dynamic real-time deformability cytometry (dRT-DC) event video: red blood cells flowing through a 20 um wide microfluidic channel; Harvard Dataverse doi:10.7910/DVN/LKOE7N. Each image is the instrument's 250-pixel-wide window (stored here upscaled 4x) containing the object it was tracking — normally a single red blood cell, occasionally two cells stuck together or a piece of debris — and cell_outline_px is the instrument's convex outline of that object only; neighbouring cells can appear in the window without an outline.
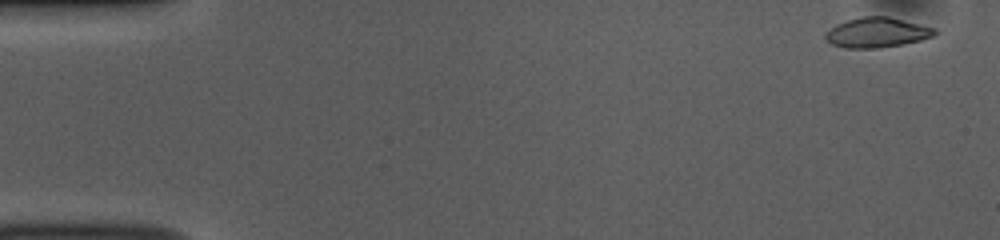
{"species": "common noctule bat (a hibernating species)", "species_latin": "Nyctalus noctula", "temperature_condition": "room temperature", "stored_images_in_passage": 24, "camera_frame_rate_fps": 3000, "um_per_image_px": 0.085, "animal": {"sex": "female", "body_mass_g": 10.0, "forearm_length_mm": 53.1}, "frame": {"image": 1, "passage_image": 1, "time_ms": 0.0, "image_size_px": [1000, 240], "cell_outline_px": [[940, 32], [932, 36], [920, 40], [904, 44], [880, 48], [844, 48], [832, 44], [824, 36], [836, 24], [848, 20], [864, 16], [888, 16], [936, 28]], "centroid_in_image_um": [74.59, 2.77], "position_along_channel_um": 10.4, "area_um2": 19.02}}
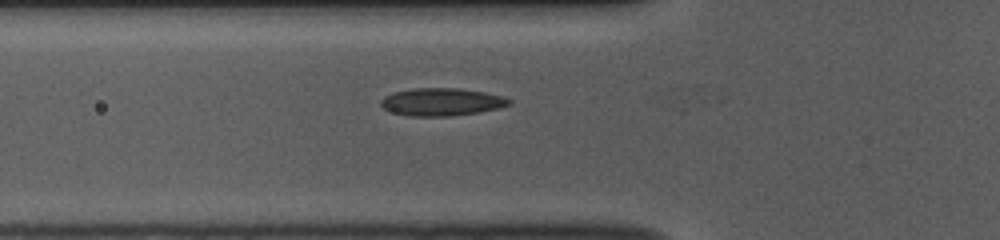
{"frame": {"image": 2, "passage_image": 17, "time_ms": 5.333, "image_size_px": [1000, 240], "cell_outline_px": [[512, 104], [500, 108], [452, 116], [408, 116], [392, 112], [384, 108], [380, 104], [380, 100], [384, 96], [396, 92], [412, 88], [456, 88], [484, 92], [504, 96], [512, 100]], "centroid_in_image_um": [37.55, 8.66], "position_along_channel_um": 88.2, "area_um2": 20.69}}
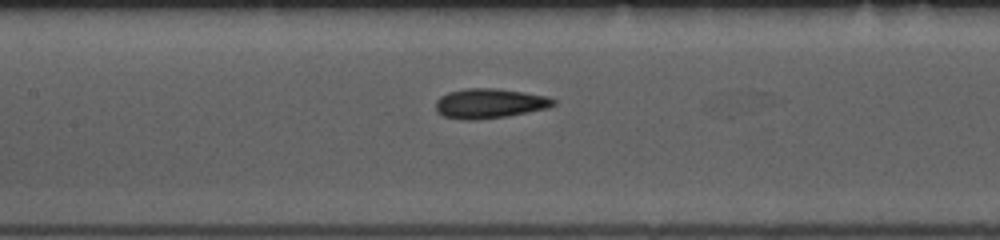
{"frame": {"image": 3, "passage_image": 23, "time_ms": 7.333, "image_size_px": [1000, 240], "cell_outline_px": [[556, 104], [548, 108], [508, 116], [476, 120], [464, 120], [444, 116], [436, 112], [436, 100], [440, 96], [448, 92], [464, 88], [496, 88], [524, 92], [548, 96], [556, 100]], "centroid_in_image_um": [41.61, 8.79], "position_along_channel_um": 165.8, "area_um2": 20.63}}